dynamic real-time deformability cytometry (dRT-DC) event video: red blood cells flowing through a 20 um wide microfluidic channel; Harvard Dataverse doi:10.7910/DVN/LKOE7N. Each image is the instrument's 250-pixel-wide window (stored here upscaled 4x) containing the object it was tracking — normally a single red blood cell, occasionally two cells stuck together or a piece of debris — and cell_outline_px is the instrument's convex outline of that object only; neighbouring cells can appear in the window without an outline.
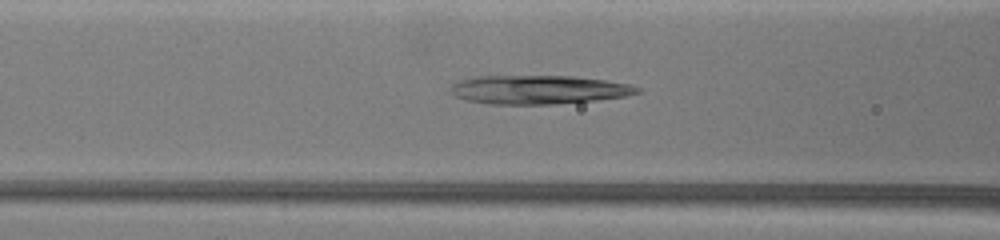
{"species": "common noctule bat (a hibernating species)", "species_latin": "Nyctalus noctula", "temperature_condition": "warm", "stored_images_in_passage": 47, "camera_frame_rate_fps": 3000, "um_per_image_px": 0.085, "animal": {"sex": "female", "body_mass_g": 19.5, "forearm_length_mm": 54.1}, "frame": {"image": 1, "passage_image": 25, "time_ms": 7.333, "image_size_px": [1000, 240], "cell_outline_px": [[640, 92], [624, 96], [592, 100], [552, 104], [488, 104], [468, 100], [456, 96], [448, 92], [448, 88], [452, 84], [460, 80], [476, 76], [572, 76], [604, 80], [628, 84], [640, 88]], "centroid_in_image_um": [45.7, 7.61], "position_along_channel_um": 120.9, "area_um2": 31.1}}
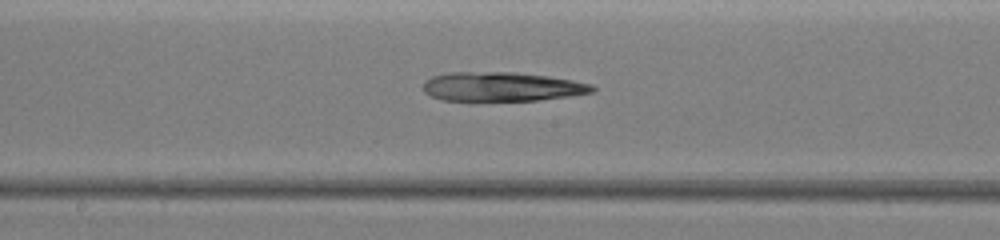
{"frame": {"image": 2, "passage_image": 32, "time_ms": 9.333, "image_size_px": [1000, 240], "cell_outline_px": [[596, 88], [592, 92], [568, 96], [536, 100], [440, 100], [424, 92], [424, 80], [432, 76], [448, 72], [516, 72], [548, 76], [572, 80], [592, 84]], "centroid_in_image_um": [42.63, 7.35], "position_along_channel_um": 205.6, "area_um2": 28.61}}
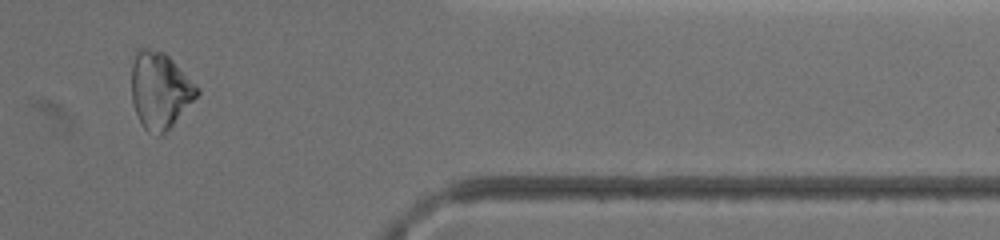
{"frame": {"image": 3, "passage_image": 43, "time_ms": 14.333, "image_size_px": [1000, 240], "cell_outline_px": [[200, 92], [172, 124], [160, 136], [156, 136], [148, 132], [144, 128], [136, 112], [132, 100], [132, 64], [136, 48], [148, 48], [164, 52], [200, 88]], "centroid_in_image_um": [13.57, 7.65], "position_along_channel_um": 397.8, "area_um2": 28.78}}